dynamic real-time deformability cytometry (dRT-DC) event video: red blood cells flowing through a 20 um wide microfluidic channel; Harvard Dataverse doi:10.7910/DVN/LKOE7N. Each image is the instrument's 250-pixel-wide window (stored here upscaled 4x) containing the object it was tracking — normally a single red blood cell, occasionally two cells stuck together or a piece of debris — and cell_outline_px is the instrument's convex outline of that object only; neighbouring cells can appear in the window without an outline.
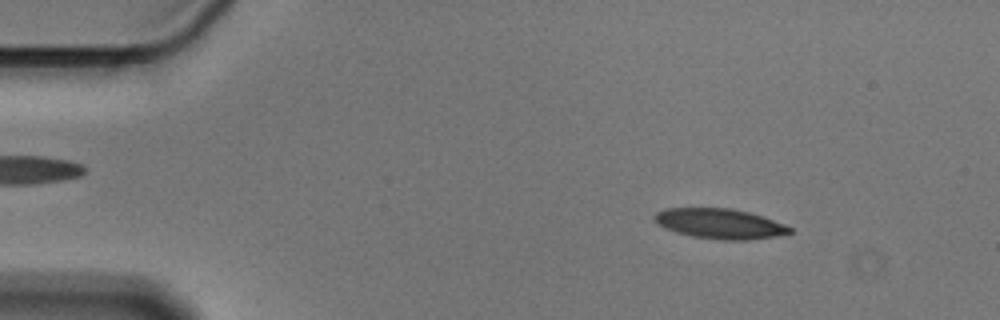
{"species": "Egyptian fruit bat (a non-hibernating species)", "species_latin": "Rousettus aegyptiacus", "temperature_condition": "cold", "stored_images_in_passage": 55, "camera_frame_rate_fps": 3000, "um_per_image_px": 0.085, "animal": {"sex": "male"}, "frame": {"image": 1, "passage_image": 7, "time_ms": 2.0, "image_size_px": [1000, 320], "cell_outline_px": [[792, 232], [788, 236], [748, 240], [720, 240], [692, 236], [676, 232], [664, 228], [652, 216], [656, 212], [664, 208], [732, 208], [748, 212], [784, 224], [792, 228]], "centroid_in_image_um": [61.23, 19.03], "position_along_channel_um": 23.8, "area_um2": 23.93}}
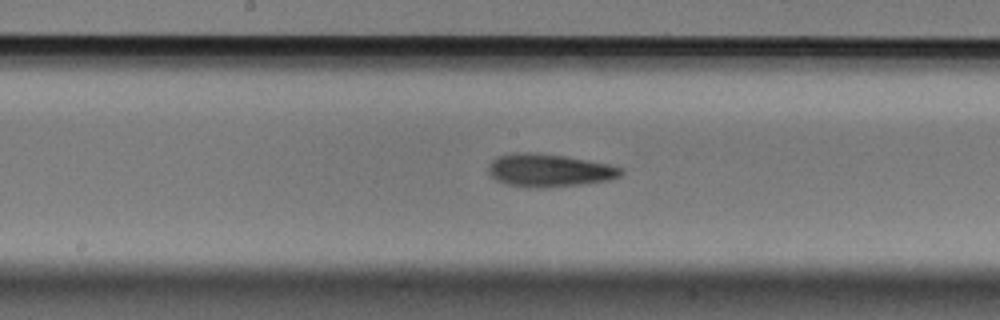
{"frame": {"image": 2, "passage_image": 28, "time_ms": 9.0, "image_size_px": [1000, 320], "cell_outline_px": [[624, 172], [620, 176], [608, 180], [580, 184], [540, 188], [524, 188], [508, 184], [496, 180], [488, 172], [488, 164], [496, 156], [516, 152], [528, 152], [564, 156], [608, 164], [624, 168]], "centroid_in_image_um": [46.64, 14.48], "position_along_channel_um": 201.6, "area_um2": 25.43}}
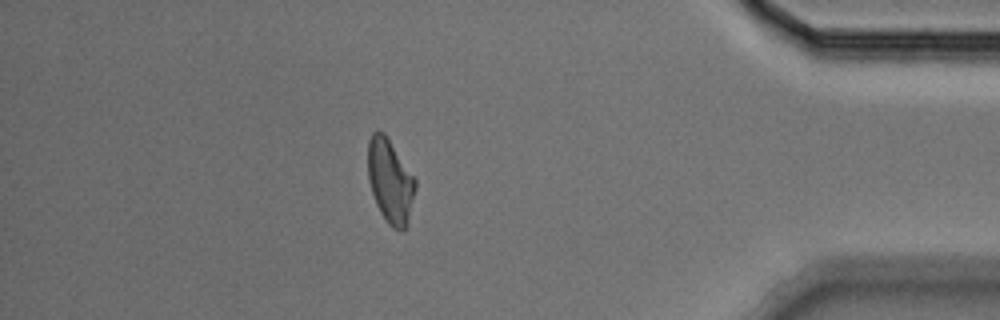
{"frame": {"image": 3, "passage_image": 48, "time_ms": 15.667, "image_size_px": [1000, 320], "cell_outline_px": [[416, 188], [408, 228], [404, 232], [400, 232], [392, 228], [388, 224], [380, 212], [376, 204], [372, 192], [368, 176], [368, 140], [372, 132], [384, 132], [416, 180]], "centroid_in_image_um": [33.19, 15.47], "position_along_channel_um": 402.0, "area_um2": 23.41}, "authors_computed_cell_mechanics": {"area_um2": 23.9292, "velocity_mm_per_s": 3.5837, "shape_relaxation_time_tau1_ms": 7.0414, "shape_relaxation_time_tau2_ms": 5.06, "deformation_change_tau1": 0.1736, "deformation_change_tau2": 0.1279}}